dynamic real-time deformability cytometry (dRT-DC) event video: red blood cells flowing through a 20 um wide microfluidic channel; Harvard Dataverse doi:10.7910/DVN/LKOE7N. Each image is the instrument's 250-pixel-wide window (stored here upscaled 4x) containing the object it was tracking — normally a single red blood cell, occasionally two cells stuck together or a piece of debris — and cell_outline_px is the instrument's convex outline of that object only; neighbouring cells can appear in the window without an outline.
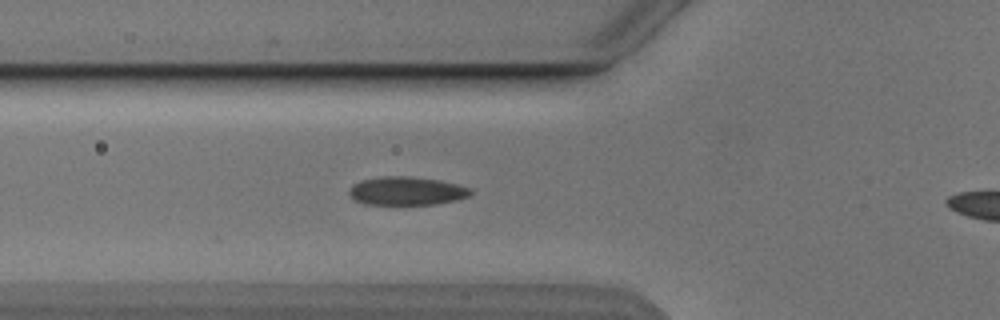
{"species": "Egyptian fruit bat (a non-hibernating species)", "species_latin": "Rousettus aegyptiacus", "temperature_condition": "cold", "stored_images_in_passage": 3, "segment_of_instrument_passage": [1, 2], "camera_frame_rate_fps": 3000, "um_per_image_px": 0.085, "animal": {"sex": "male"}, "frame": {"image": 1, "passage_image": 2, "time_ms": 1.0, "image_size_px": [1000, 320], "cell_outline_px": [[472, 192], [468, 196], [456, 200], [436, 204], [364, 204], [356, 200], [348, 192], [348, 188], [352, 184], [360, 180], [380, 176], [408, 176], [440, 180], [472, 188]], "centroid_in_image_um": [34.54, 16.22], "position_along_channel_um": 91.3, "area_um2": 20.17}}